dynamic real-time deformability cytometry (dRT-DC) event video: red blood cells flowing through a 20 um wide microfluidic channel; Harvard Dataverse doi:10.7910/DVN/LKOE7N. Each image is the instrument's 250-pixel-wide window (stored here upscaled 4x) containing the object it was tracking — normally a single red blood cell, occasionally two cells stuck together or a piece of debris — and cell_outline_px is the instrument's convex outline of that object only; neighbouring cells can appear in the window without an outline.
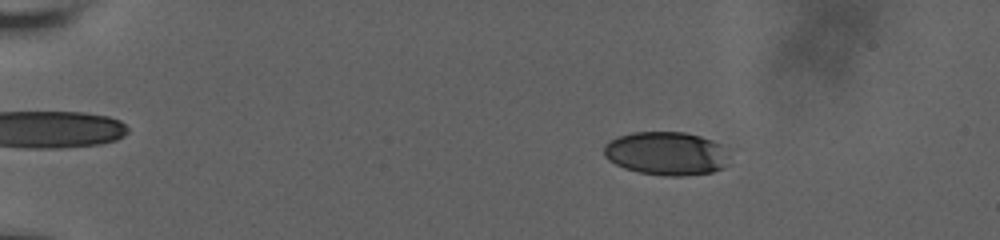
{"species": "human", "species_latin": "Homo sapiens", "temperature_condition": "room temperature", "stored_images_in_passage": 60, "camera_frame_rate_fps": 3000, "um_per_image_px": 0.085, "donor": {"sex": "male"}, "frame": {"image": 1, "passage_image": 12, "time_ms": 3.667, "image_size_px": [1000, 240], "cell_outline_px": [[724, 168], [712, 172], [684, 176], [664, 176], [640, 172], [624, 168], [608, 160], [604, 156], [604, 144], [620, 136], [632, 132], [684, 132], [700, 136], [712, 140], [720, 144], [724, 164]], "centroid_in_image_um": [56.55, 13.05], "position_along_channel_um": 28.4, "area_um2": 31.21}}
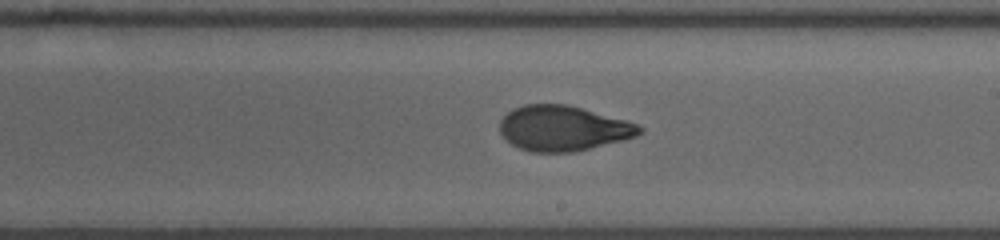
{"frame": {"image": 2, "passage_image": 38, "time_ms": 12.333, "image_size_px": [1000, 240], "cell_outline_px": [[644, 132], [636, 136], [624, 140], [572, 152], [532, 152], [520, 148], [512, 144], [500, 132], [500, 120], [512, 108], [524, 104], [568, 104], [624, 120], [636, 124], [644, 128]], "centroid_in_image_um": [47.86, 10.9], "position_along_channel_um": 241.1, "area_um2": 36.59}}
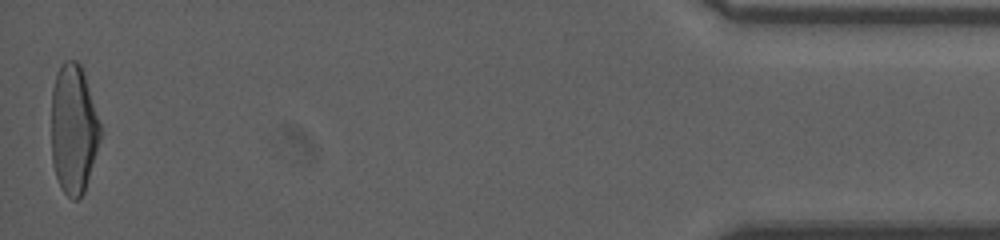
{"frame": {"image": 3, "passage_image": 60, "time_ms": 19.667, "image_size_px": [1000, 240], "cell_outline_px": [[100, 140], [84, 192], [76, 200], [72, 200], [60, 188], [52, 164], [52, 88], [56, 72], [64, 60], [76, 60], [80, 64], [84, 72], [100, 124]], "centroid_in_image_um": [6.23, 10.97], "position_along_channel_um": 429.0, "area_um2": 36.88}, "authors_computed_cell_mechanics": {"area_um2": 36.2117, "velocity_mm_per_s": 3.6659, "shape_relaxation_time_tau1_ms": 5.3057, "shape_relaxation_time_tau2_ms": 1.3517, "deformation_change_tau1": 0.2064, "deformation_change_tau2": 0.0676}}